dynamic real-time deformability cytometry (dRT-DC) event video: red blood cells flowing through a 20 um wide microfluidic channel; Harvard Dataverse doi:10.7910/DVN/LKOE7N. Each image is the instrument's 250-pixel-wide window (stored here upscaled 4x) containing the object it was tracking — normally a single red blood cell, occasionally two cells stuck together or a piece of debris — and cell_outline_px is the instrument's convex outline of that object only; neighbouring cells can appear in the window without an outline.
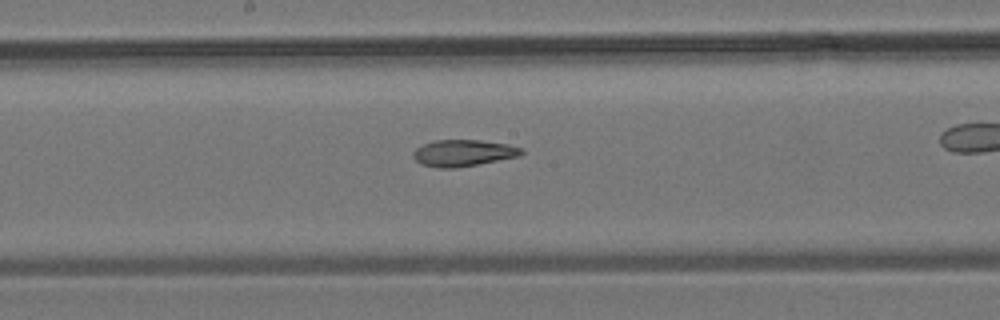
{"species": "common noctule bat (a hibernating species)", "species_latin": "Nyctalus noctula", "temperature_condition": "room temperature", "stored_images_in_passage": 28, "camera_frame_rate_fps": 3000, "um_per_image_px": 0.085, "animal": {"sex": "male", "body_mass_g": 19.2, "forearm_length_mm": 51.8}, "frame": {"image": 1, "passage_image": 13, "time_ms": 4.0, "image_size_px": [1000, 320], "cell_outline_px": [[524, 152], [516, 156], [456, 168], [440, 168], [420, 164], [412, 156], [412, 152], [416, 148], [424, 144], [436, 140], [480, 140], [508, 144], [524, 148]], "centroid_in_image_um": [39.34, 13.0], "position_along_channel_um": 208.9, "area_um2": 16.59}}